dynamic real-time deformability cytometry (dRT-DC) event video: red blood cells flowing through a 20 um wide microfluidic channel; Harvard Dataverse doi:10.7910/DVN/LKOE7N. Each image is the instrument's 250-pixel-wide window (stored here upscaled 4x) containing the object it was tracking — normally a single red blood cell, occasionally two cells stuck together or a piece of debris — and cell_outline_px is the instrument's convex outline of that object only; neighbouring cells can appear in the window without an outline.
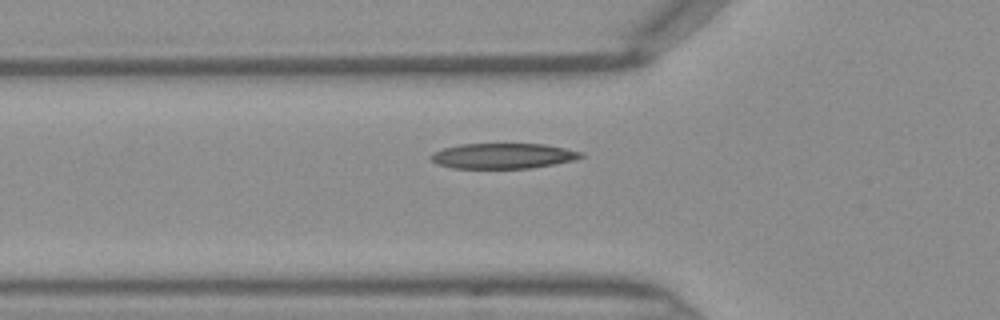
{"species": "Egyptian fruit bat (a non-hibernating species)", "species_latin": "Rousettus aegyptiacus", "temperature_condition": "warm", "stored_images_in_passage": 43, "camera_frame_rate_fps": 3000, "um_per_image_px": 0.085, "frame": {"image": 1, "passage_image": 16, "time_ms": 5.0, "image_size_px": [1000, 320], "cell_outline_px": [[584, 156], [572, 160], [552, 164], [528, 168], [452, 168], [436, 164], [428, 156], [432, 152], [444, 148], [460, 144], [544, 144], [584, 152]], "centroid_in_image_um": [42.7, 13.25], "position_along_channel_um": 83.1, "area_um2": 22.08}}
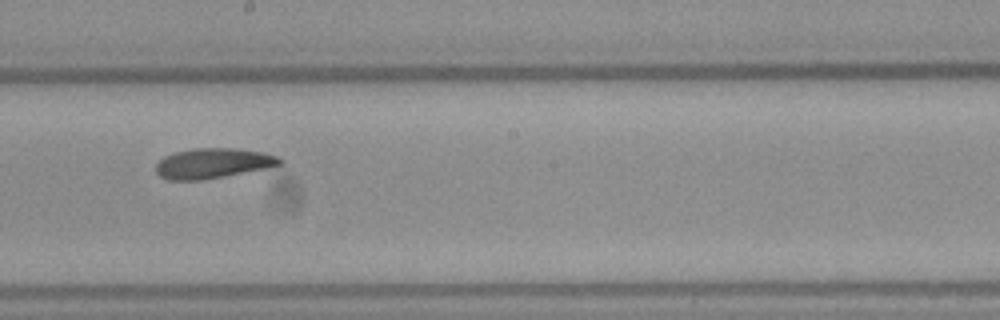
{"frame": {"image": 2, "passage_image": 26, "time_ms": 8.333, "image_size_px": [1000, 320], "cell_outline_px": [[284, 164], [268, 168], [224, 176], [200, 180], [168, 180], [160, 176], [156, 172], [156, 164], [164, 156], [176, 152], [192, 148], [236, 148], [264, 152], [276, 156], [284, 160]], "centroid_in_image_um": [18.13, 13.87], "position_along_channel_um": 230.1, "area_um2": 21.85}}
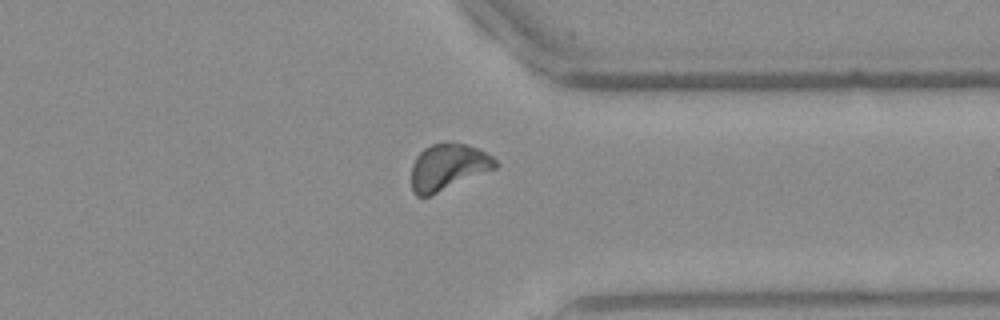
{"frame": {"image": 3, "passage_image": 36, "time_ms": 11.667, "image_size_px": [1000, 320], "cell_outline_px": [[500, 164], [496, 168], [432, 196], [416, 196], [412, 192], [412, 164], [416, 156], [424, 148], [432, 144], [464, 144], [476, 148], [492, 156]], "centroid_in_image_um": [38.07, 14.24], "position_along_channel_um": 373.3, "area_um2": 22.6}}